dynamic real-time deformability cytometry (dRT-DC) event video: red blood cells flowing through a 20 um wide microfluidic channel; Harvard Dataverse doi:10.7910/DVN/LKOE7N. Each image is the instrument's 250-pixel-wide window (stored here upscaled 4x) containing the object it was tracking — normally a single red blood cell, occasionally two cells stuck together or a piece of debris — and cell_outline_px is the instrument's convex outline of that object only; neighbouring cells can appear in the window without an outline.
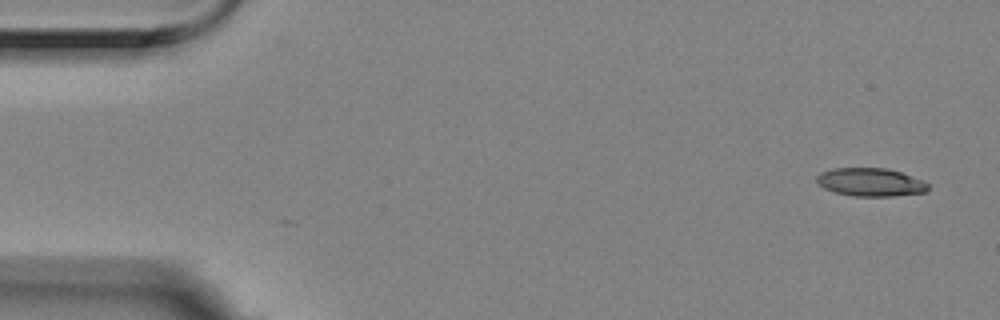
{"species": "Egyptian fruit bat (a non-hibernating species)", "species_latin": "Rousettus aegyptiacus", "temperature_condition": "room temperature", "stored_images_in_passage": 4, "camera_frame_rate_fps": 3000, "um_per_image_px": 0.085, "animal": {"sex": "female"}, "frame": {"image": 1, "passage_image": 1, "time_ms": 0.0, "image_size_px": [1000, 320], "cell_outline_px": [[928, 188], [924, 192], [892, 196], [852, 196], [836, 192], [824, 188], [816, 184], [816, 176], [820, 172], [832, 168], [888, 168], [924, 180], [928, 184]], "centroid_in_image_um": [73.96, 15.47], "position_along_channel_um": 11.0, "area_um2": 18.38}}